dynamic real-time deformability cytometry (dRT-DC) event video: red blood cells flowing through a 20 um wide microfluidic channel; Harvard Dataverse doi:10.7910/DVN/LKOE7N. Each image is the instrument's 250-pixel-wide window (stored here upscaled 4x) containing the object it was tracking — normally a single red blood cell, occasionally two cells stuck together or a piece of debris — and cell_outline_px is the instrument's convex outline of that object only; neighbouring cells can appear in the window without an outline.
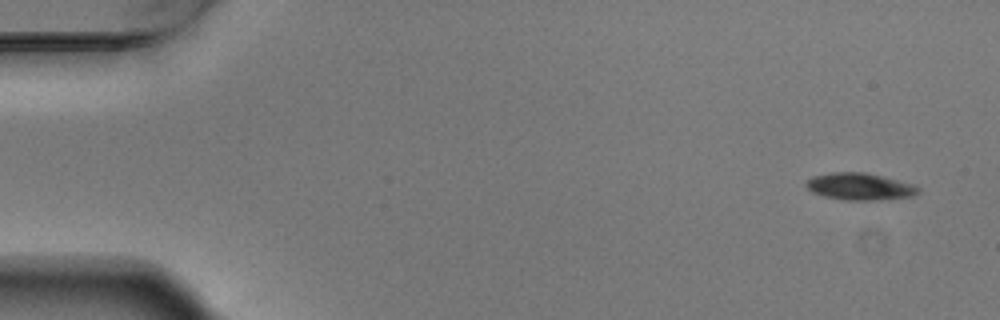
{"species": "Egyptian fruit bat (a non-hibernating species)", "species_latin": "Rousettus aegyptiacus", "temperature_condition": "warm", "stored_images_in_passage": 4, "camera_frame_rate_fps": 3000, "um_per_image_px": 0.085, "animal": {"sex": "male"}, "frame": {"image": 1, "passage_image": 1, "time_ms": 0.0, "image_size_px": [1000, 320], "cell_outline_px": [[920, 192], [912, 196], [872, 200], [848, 200], [828, 196], [812, 192], [804, 184], [808, 180], [816, 176], [832, 172], [864, 172], [912, 184], [920, 188]], "centroid_in_image_um": [73.09, 15.85], "position_along_channel_um": 11.9, "area_um2": 17.11}}